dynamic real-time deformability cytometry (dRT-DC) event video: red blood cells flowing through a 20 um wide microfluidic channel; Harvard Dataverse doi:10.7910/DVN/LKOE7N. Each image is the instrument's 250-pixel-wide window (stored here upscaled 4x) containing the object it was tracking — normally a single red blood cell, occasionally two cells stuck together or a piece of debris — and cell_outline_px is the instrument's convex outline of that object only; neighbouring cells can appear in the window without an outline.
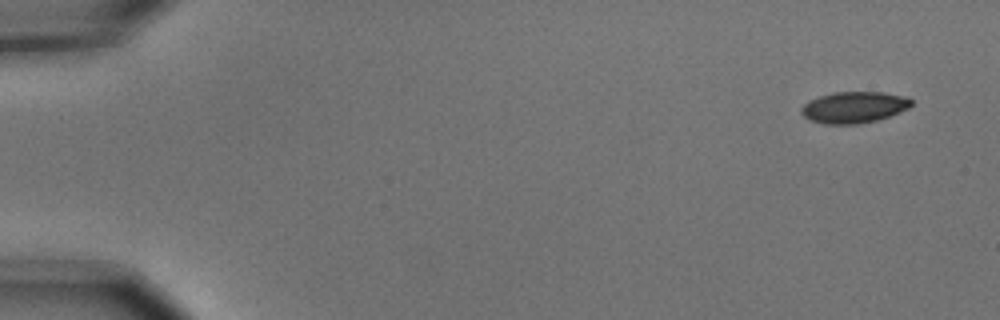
{"species": "common noctule bat (a hibernating species)", "species_latin": "Nyctalus noctula", "temperature_condition": "cold", "stored_images_in_passage": 4, "camera_frame_rate_fps": 3000, "um_per_image_px": 0.085, "animal": {"sex": "male", "body_mass_g": 15.6}, "frame": {"image": 1, "passage_image": 1, "time_ms": 0.0, "image_size_px": [1000, 320], "cell_outline_px": [[912, 104], [908, 108], [888, 116], [876, 120], [856, 124], [824, 124], [808, 120], [800, 112], [800, 108], [808, 100], [832, 92], [884, 92], [900, 96], [912, 100]], "centroid_in_image_um": [72.52, 9.12], "position_along_channel_um": 12.5, "area_um2": 20.0}}
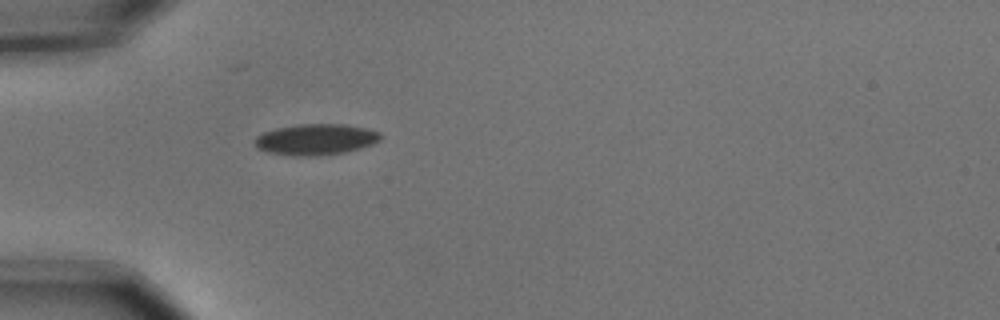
{"frame": {"image": 2, "passage_image": 4, "time_ms": 1.0, "image_size_px": [1000, 320], "cell_outline_px": [[380, 140], [372, 144], [360, 148], [344, 152], [320, 156], [292, 156], [268, 152], [256, 148], [256, 136], [264, 132], [276, 128], [300, 124], [344, 124], [364, 128], [380, 132]], "centroid_in_image_um": [26.83, 11.86], "position_along_channel_um": 58.2, "area_um2": 22.66}}